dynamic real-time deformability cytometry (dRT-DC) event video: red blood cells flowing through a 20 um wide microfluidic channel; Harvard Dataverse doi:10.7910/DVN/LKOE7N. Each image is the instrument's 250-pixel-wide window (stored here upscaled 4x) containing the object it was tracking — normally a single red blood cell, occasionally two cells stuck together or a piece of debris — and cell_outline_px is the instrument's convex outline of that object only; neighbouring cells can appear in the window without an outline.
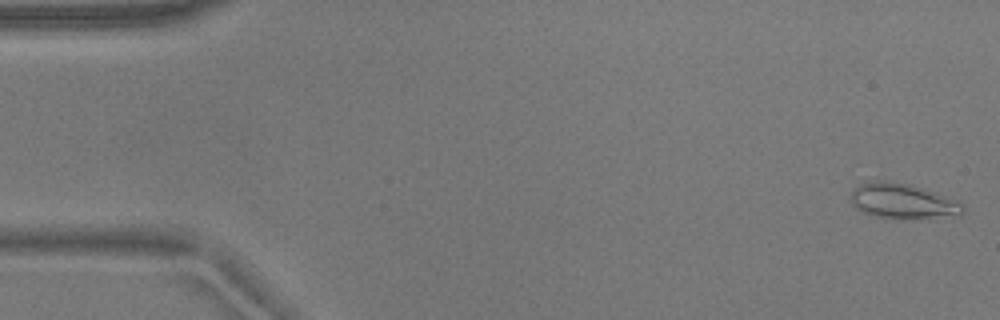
{"species": "common noctule bat (a hibernating species)", "species_latin": "Nyctalus noctula", "temperature_condition": "warm", "stored_images_in_passage": 53, "camera_frame_rate_fps": 3000, "um_per_image_px": 0.085, "animal": {"sex": "male", "body_mass_g": 17.9}, "frame": {"image": 1, "passage_image": 1, "time_ms": 0.0, "image_size_px": [1000, 320], "cell_outline_px": [[964, 212], [956, 216], [876, 216], [864, 212], [856, 208], [848, 200], [852, 192], [860, 184], [868, 180], [884, 180], [912, 184], [960, 200], [964, 204]], "centroid_in_image_um": [76.74, 17.03], "position_along_channel_um": 8.3, "area_um2": 22.6}}
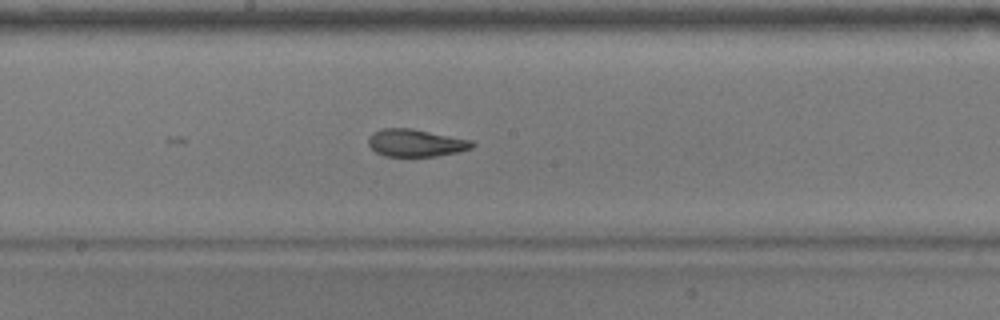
{"frame": {"image": 2, "passage_image": 28, "time_ms": 9.0, "image_size_px": [1000, 320], "cell_outline_px": [[476, 144], [472, 148], [456, 152], [436, 156], [384, 156], [376, 152], [368, 144], [368, 136], [372, 132], [384, 128], [408, 128], [472, 140]], "centroid_in_image_um": [35.31, 12.15], "position_along_channel_um": 212.9, "area_um2": 16.47}}
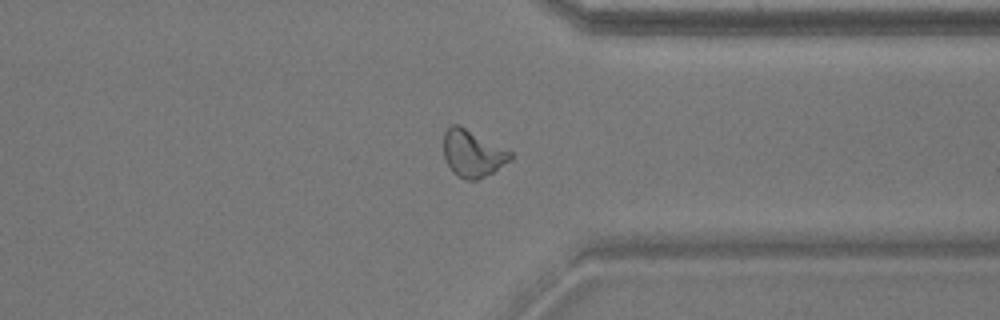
{"frame": {"image": 3, "passage_image": 41, "time_ms": 13.333, "image_size_px": [1000, 320], "cell_outline_px": [[512, 156], [508, 160], [492, 172], [476, 180], [464, 180], [456, 176], [452, 172], [444, 156], [444, 132], [452, 124], [460, 124], [512, 152]], "centroid_in_image_um": [40.13, 13.03], "position_along_channel_um": 371.3, "area_um2": 18.09}, "authors_computed_cell_mechanics": {"area_um2": 17.918, "velocity_mm_per_s": 3.721, "shape_relaxation_time_tau1_ms": 4.6792, "shape_relaxation_time_tau2_ms": 2.1134, "deformation_change_tau1": 0.1603, "deformation_change_tau2": 0.0875}}